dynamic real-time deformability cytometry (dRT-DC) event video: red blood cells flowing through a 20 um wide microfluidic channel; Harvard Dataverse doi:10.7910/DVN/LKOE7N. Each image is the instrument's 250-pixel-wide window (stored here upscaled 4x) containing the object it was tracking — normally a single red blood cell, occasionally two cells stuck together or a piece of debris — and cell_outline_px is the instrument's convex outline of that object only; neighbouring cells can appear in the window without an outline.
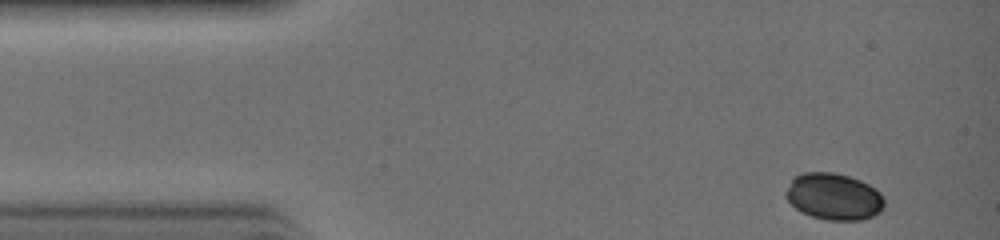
{"species": "common noctule bat (a hibernating species)", "species_latin": "Nyctalus noctula", "temperature_condition": "warm", "stored_images_in_passage": 26, "camera_frame_rate_fps": 3000, "um_per_image_px": 0.085, "animal": {"sex": "female", "body_mass_g": 19.0, "forearm_length_mm": 51.5}, "frame": {"image": 1, "passage_image": 1, "time_ms": 0.0, "image_size_px": [1000, 240], "cell_outline_px": [[884, 208], [880, 212], [864, 220], [824, 220], [800, 212], [784, 196], [784, 192], [792, 176], [804, 172], [832, 172], [848, 176], [860, 180], [868, 184], [880, 192], [884, 200]], "centroid_in_image_um": [70.84, 16.71], "position_along_channel_um": 14.2, "area_um2": 27.11}}
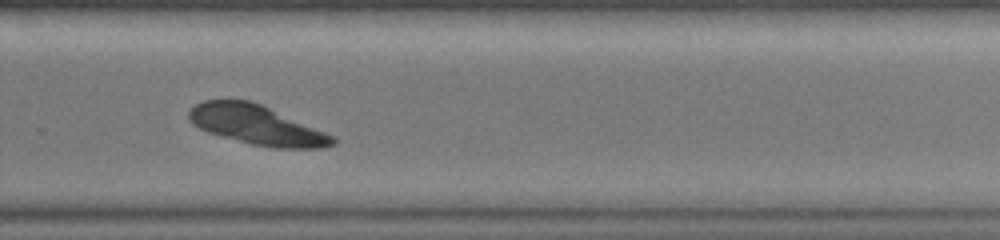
{"frame": {"image": 2, "passage_image": 20, "time_ms": 6.333, "image_size_px": [1000, 240], "cell_outline_px": [[336, 144], [324, 148], [276, 148], [252, 144], [208, 132], [192, 124], [188, 120], [188, 112], [196, 104], [204, 100], [252, 100], [336, 136]], "centroid_in_image_um": [21.86, 10.62], "position_along_channel_um": 307.9, "area_um2": 33.06}}
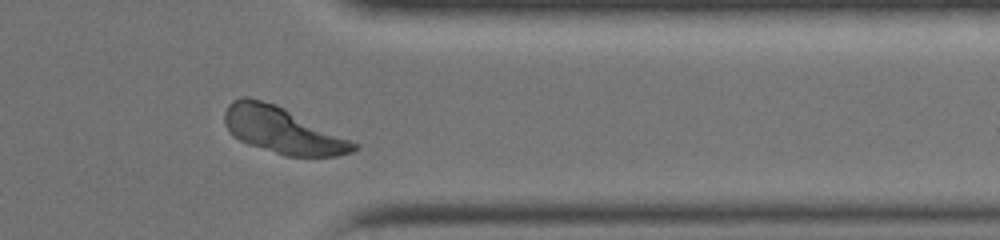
{"frame": {"image": 3, "passage_image": 24, "time_ms": 7.667, "image_size_px": [1000, 240], "cell_outline_px": [[360, 148], [352, 152], [336, 156], [288, 156], [248, 144], [232, 136], [224, 124], [224, 112], [228, 104], [232, 100], [240, 96], [248, 96], [276, 104], [360, 144]], "centroid_in_image_um": [23.99, 11.06], "position_along_channel_um": 387.4, "area_um2": 34.85}}